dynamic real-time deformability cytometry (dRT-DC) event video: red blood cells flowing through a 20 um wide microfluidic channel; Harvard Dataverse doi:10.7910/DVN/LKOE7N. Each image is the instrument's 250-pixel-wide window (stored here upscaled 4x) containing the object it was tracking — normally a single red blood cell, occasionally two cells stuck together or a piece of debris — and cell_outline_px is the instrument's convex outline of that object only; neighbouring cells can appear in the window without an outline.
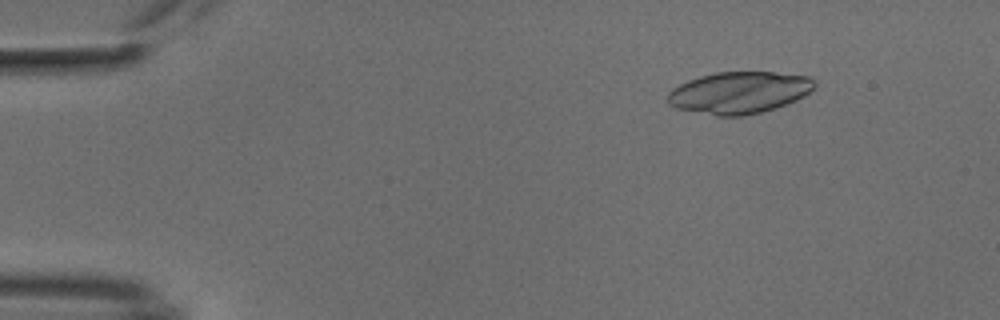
{"species": "common noctule bat (a hibernating species)", "species_latin": "Nyctalus noctula", "temperature_condition": "cold", "stored_images_in_passage": 53, "camera_frame_rate_fps": 3000, "um_per_image_px": 0.085, "animal": {"sex": "male", "body_mass_g": 18.8}, "frame": {"image": 1, "passage_image": 7, "time_ms": 2.0, "image_size_px": [1000, 320], "cell_outline_px": [[816, 84], [804, 96], [796, 100], [760, 112], [744, 116], [716, 116], [676, 108], [668, 104], [668, 92], [672, 88], [688, 80], [700, 76], [716, 72], [776, 72], [808, 76], [816, 80]], "centroid_in_image_um": [62.81, 7.86], "position_along_channel_um": 22.2, "area_um2": 35.72}}